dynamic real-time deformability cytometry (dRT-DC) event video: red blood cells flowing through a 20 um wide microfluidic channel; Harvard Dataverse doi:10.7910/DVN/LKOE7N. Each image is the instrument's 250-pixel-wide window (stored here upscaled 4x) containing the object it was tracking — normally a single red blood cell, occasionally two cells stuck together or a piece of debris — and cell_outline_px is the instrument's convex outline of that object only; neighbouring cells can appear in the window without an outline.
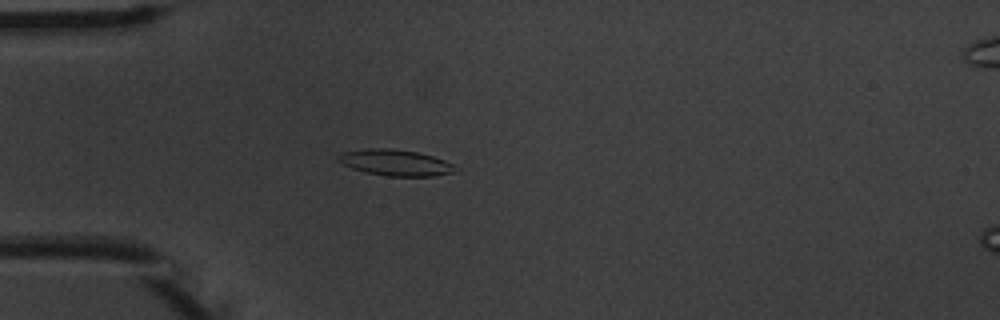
{"species": "common noctule bat (a hibernating species)", "species_latin": "Nyctalus noctula", "temperature_condition": "warm", "stored_images_in_passage": 6, "segment_of_instrument_passage": [1, 2], "camera_frame_rate_fps": 3000, "um_per_image_px": 0.085, "animal": {"sex": "male", "body_mass_g": 20.1, "forearm_length_mm": 53.5}, "frame": {"image": 1, "passage_image": 5, "time_ms": 4.667, "image_size_px": [1000, 320], "cell_outline_px": [[460, 168], [456, 172], [432, 176], [388, 176], [368, 172], [352, 168], [336, 160], [336, 156], [340, 152], [364, 148], [392, 148], [416, 152], [432, 156], [444, 160]], "centroid_in_image_um": [33.6, 13.81], "position_along_channel_um": 51.4, "area_um2": 17.92}}